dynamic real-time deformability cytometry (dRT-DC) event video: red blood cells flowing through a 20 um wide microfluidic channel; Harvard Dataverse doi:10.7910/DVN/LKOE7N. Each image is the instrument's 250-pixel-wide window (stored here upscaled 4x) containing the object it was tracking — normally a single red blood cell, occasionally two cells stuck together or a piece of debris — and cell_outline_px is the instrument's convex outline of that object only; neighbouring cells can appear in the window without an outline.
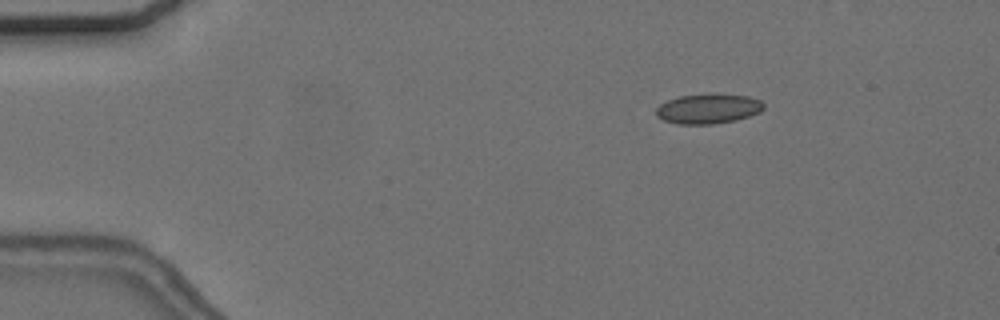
{"species": "common noctule bat (a hibernating species)", "species_latin": "Nyctalus noctula", "temperature_condition": "cold", "stored_images_in_passage": 57, "camera_frame_rate_fps": 3000, "um_per_image_px": 0.085, "animal": {"sex": "female", "body_mass_g": 24.6, "forearm_length_mm": 56.2}, "frame": {"image": 1, "passage_image": 9, "time_ms": 2.667, "image_size_px": [1000, 320], "cell_outline_px": [[764, 108], [760, 112], [736, 120], [712, 124], [676, 124], [664, 120], [656, 116], [656, 108], [660, 104], [668, 100], [680, 96], [748, 96], [760, 100], [764, 104]], "centroid_in_image_um": [60.17, 9.28], "position_along_channel_um": 24.8, "area_um2": 18.03}}
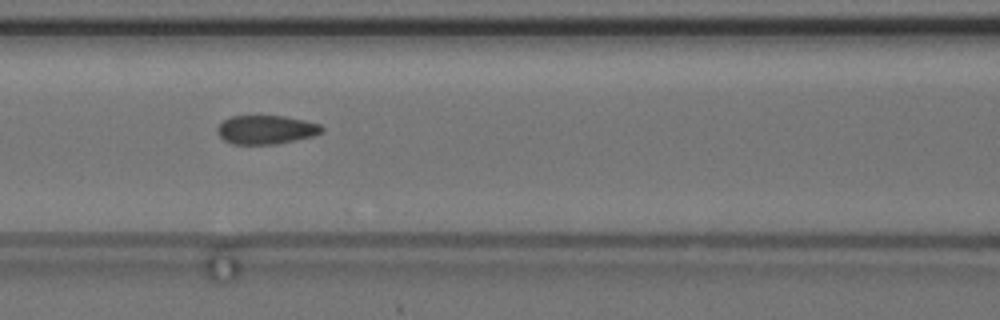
{"frame": {"image": 2, "passage_image": 25, "time_ms": 8.0, "image_size_px": [1000, 320], "cell_outline_px": [[324, 132], [312, 136], [276, 144], [232, 144], [224, 140], [216, 132], [216, 128], [224, 120], [232, 116], [284, 116], [304, 120], [320, 124], [324, 128]], "centroid_in_image_um": [22.62, 11.02], "position_along_channel_um": 144.0, "area_um2": 17.51}}
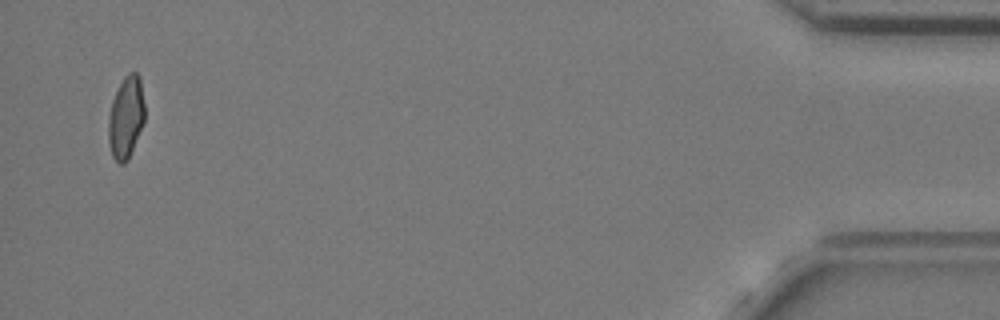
{"frame": {"image": 3, "passage_image": 55, "time_ms": 18.0, "image_size_px": [1000, 320], "cell_outline_px": [[144, 120], [128, 160], [124, 164], [120, 164], [112, 156], [108, 140], [108, 116], [112, 100], [124, 76], [128, 72], [136, 72], [140, 76], [144, 104]], "centroid_in_image_um": [10.69, 9.96], "position_along_channel_um": 424.5, "area_um2": 17.34}, "authors_computed_cell_mechanics": {"area_um2": 17.918, "velocity_mm_per_s": 3.6506, "shape_relaxation_time_tau1_ms": null, "shape_relaxation_time_tau2_ms": 1.7469, "deformation_change_tau1": null, "deformation_change_tau2": 0.0495}}